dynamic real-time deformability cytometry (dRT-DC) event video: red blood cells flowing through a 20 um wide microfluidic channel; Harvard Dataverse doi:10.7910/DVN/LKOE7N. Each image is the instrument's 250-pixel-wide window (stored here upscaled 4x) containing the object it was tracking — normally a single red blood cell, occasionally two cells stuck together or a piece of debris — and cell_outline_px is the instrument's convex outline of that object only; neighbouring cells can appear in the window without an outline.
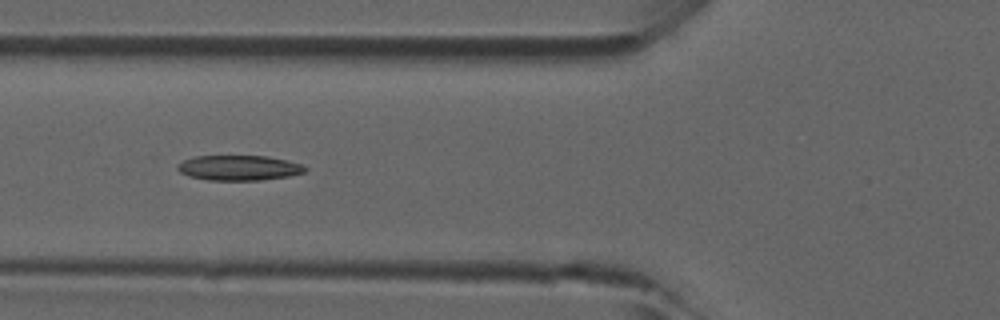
{"species": "common noctule bat (a hibernating species)", "species_latin": "Nyctalus noctula", "temperature_condition": "room temperature", "stored_images_in_passage": 36, "camera_frame_rate_fps": 3000, "um_per_image_px": 0.085, "animal": {"sex": "male", "forearm_length_mm": 52.5}, "frame": {"image": 1, "passage_image": 6, "time_ms": 1.667, "image_size_px": [1000, 320], "cell_outline_px": [[308, 168], [304, 172], [288, 176], [260, 180], [208, 180], [188, 176], [180, 172], [176, 168], [176, 164], [192, 156], [268, 156], [288, 160], [300, 164]], "centroid_in_image_um": [20.27, 14.26], "position_along_channel_um": 105.5, "area_um2": 18.73}}